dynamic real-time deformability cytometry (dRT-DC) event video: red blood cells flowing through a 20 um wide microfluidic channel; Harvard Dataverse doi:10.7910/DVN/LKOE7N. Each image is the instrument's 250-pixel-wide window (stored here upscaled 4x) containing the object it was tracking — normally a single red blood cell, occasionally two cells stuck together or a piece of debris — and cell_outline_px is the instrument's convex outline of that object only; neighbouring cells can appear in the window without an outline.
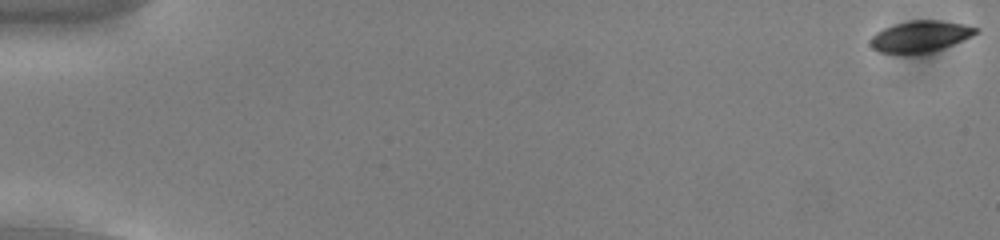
{"species": "common noctule bat (a hibernating species)", "species_latin": "Nyctalus noctula", "temperature_condition": "cold", "stored_images_in_passage": 56, "camera_frame_rate_fps": 3000, "um_per_image_px": 0.085, "animal": {"sex": "male", "body_mass_g": 13.0, "forearm_length_mm": 53.1}, "frame": {"image": 1, "passage_image": 1, "time_ms": 0.0, "image_size_px": [1000, 240], "cell_outline_px": [[980, 32], [972, 36], [932, 52], [876, 52], [868, 44], [868, 40], [876, 32], [884, 28], [896, 24], [912, 20], [940, 20], [964, 24], [980, 28]], "centroid_in_image_um": [78.23, 3.07], "position_along_channel_um": 6.8, "area_um2": 19.02}}
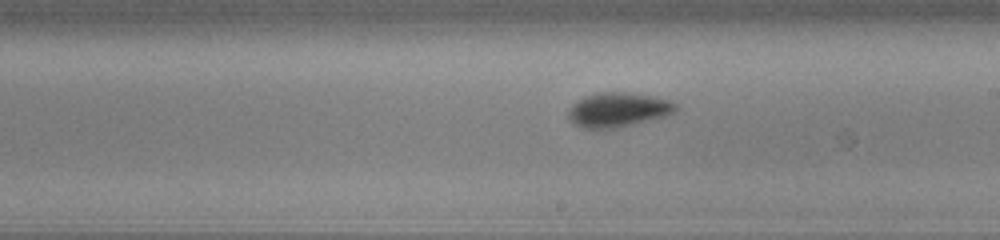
{"frame": {"image": 2, "passage_image": 33, "time_ms": 10.667, "image_size_px": [1000, 240], "cell_outline_px": [[680, 108], [676, 112], [664, 116], [632, 124], [612, 128], [580, 128], [572, 124], [568, 120], [568, 108], [572, 104], [584, 96], [596, 92], [624, 92], [656, 96], [668, 100], [676, 104]], "centroid_in_image_um": [52.5, 9.32], "position_along_channel_um": 236.5, "area_um2": 21.73}}
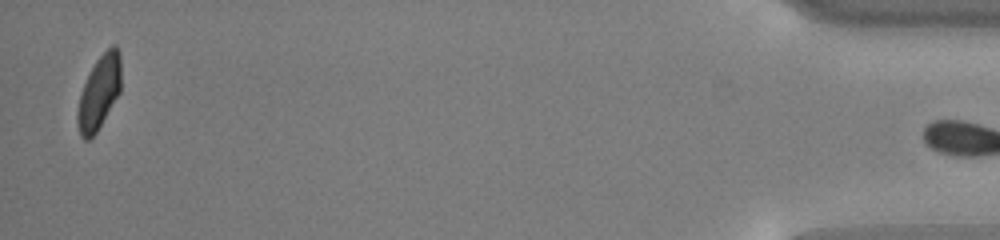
{"frame": {"image": 3, "passage_image": 55, "time_ms": 18.0, "image_size_px": [1000, 240], "cell_outline_px": [[120, 92], [96, 132], [88, 140], [84, 140], [80, 136], [76, 120], [76, 112], [80, 96], [84, 84], [96, 60], [112, 44], [116, 44], [120, 52]], "centroid_in_image_um": [8.42, 7.86], "position_along_channel_um": 426.8, "area_um2": 18.5}}